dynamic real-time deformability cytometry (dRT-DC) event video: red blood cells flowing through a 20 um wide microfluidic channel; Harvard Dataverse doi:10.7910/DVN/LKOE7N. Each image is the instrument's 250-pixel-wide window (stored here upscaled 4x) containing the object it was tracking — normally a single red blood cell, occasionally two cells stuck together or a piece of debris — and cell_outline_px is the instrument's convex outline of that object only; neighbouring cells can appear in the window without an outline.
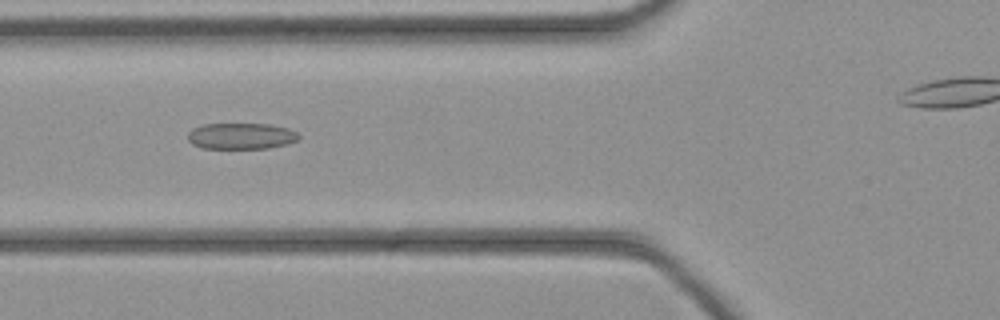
{"species": "common noctule bat (a hibernating species)", "species_latin": "Nyctalus noctula", "temperature_condition": "cold", "stored_images_in_passage": 40, "camera_frame_rate_fps": 3000, "um_per_image_px": 0.085, "animal": {"sex": "female", "body_mass_g": 21.9}, "frame": {"image": 1, "passage_image": 17, "time_ms": 5.333, "image_size_px": [1000, 320], "cell_outline_px": [[300, 136], [296, 140], [284, 144], [268, 148], [204, 148], [192, 144], [188, 140], [188, 132], [192, 128], [204, 124], [268, 124], [288, 128], [296, 132]], "centroid_in_image_um": [20.46, 11.56], "position_along_channel_um": 105.3, "area_um2": 16.76}}
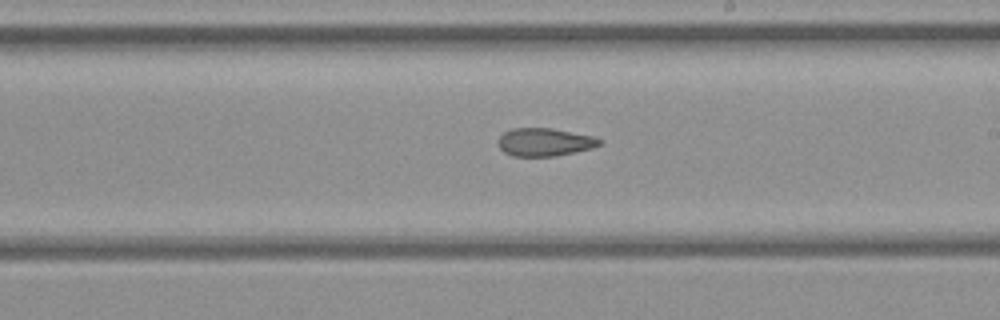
{"frame": {"image": 2, "passage_image": 26, "time_ms": 8.333, "image_size_px": [1000, 320], "cell_outline_px": [[600, 144], [592, 148], [576, 152], [556, 156], [512, 156], [504, 152], [500, 148], [500, 136], [504, 132], [512, 128], [552, 128], [592, 136], [600, 140]], "centroid_in_image_um": [46.28, 12.08], "position_along_channel_um": 242.7, "area_um2": 16.36}}
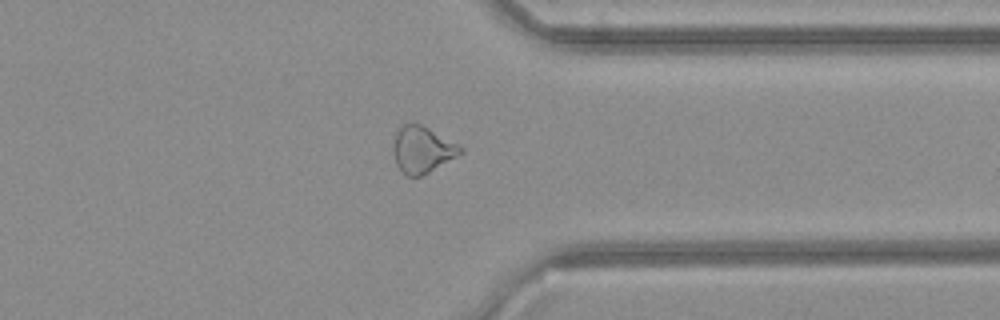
{"frame": {"image": 3, "passage_image": 35, "time_ms": 11.333, "image_size_px": [1000, 320], "cell_outline_px": [[464, 152], [428, 172], [420, 176], [408, 176], [396, 164], [396, 132], [404, 124], [420, 124], [460, 144], [464, 148]], "centroid_in_image_um": [35.97, 12.71], "position_along_channel_um": 375.4, "area_um2": 17.51}}